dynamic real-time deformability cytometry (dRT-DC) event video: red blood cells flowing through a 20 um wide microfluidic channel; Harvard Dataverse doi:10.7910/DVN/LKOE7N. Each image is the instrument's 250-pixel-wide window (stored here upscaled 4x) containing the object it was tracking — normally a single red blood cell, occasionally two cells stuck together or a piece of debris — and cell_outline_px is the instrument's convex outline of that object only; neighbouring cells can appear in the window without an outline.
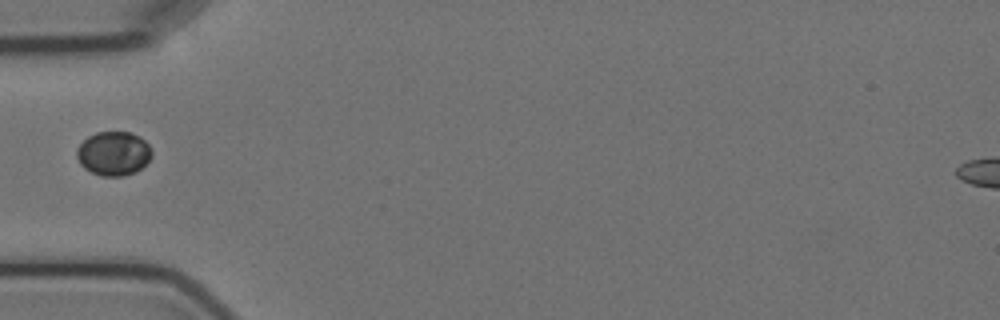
{"species": "Egyptian fruit bat (a non-hibernating species)", "species_latin": "Rousettus aegyptiacus", "temperature_condition": "cold", "stored_images_in_passage": 1, "camera_frame_rate_fps": 3000, "um_per_image_px": 0.085, "animal": {"sex": "female"}, "frame": {"image": 1, "passage_image": 1, "time_ms": 0.0, "image_size_px": [1000, 320], "cell_outline_px": [[152, 156], [136, 172], [124, 176], [100, 176], [84, 168], [80, 164], [76, 156], [76, 148], [88, 136], [96, 132], [132, 132], [140, 136], [148, 144], [152, 152]], "centroid_in_image_um": [9.64, 13.04], "position_along_channel_um": 75.4, "area_um2": 19.36}}